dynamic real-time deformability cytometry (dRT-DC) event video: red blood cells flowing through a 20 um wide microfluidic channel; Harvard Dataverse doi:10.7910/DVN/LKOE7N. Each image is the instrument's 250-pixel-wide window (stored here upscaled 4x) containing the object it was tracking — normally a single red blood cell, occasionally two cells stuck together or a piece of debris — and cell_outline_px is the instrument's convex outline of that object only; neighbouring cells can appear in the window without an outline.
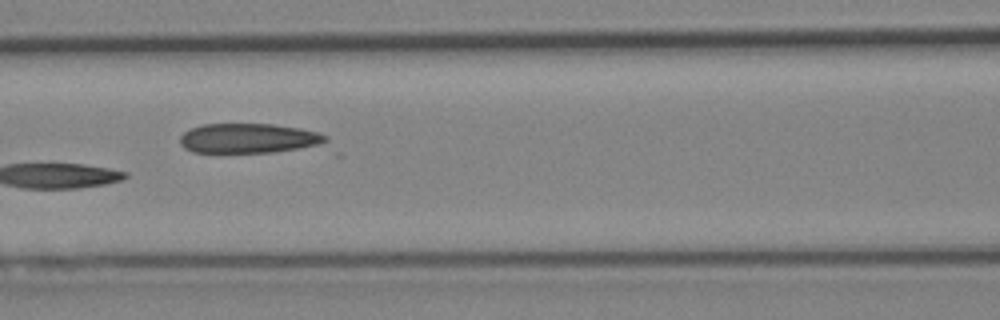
{"species": "Egyptian fruit bat (a non-hibernating species)", "species_latin": "Rousettus aegyptiacus", "temperature_condition": "cold", "stored_images_in_passage": 8, "camera_frame_rate_fps": 3000, "um_per_image_px": 0.085, "animal": {"sex": "female"}, "frame": {"image": 1, "passage_image": 6, "time_ms": 6.0, "image_size_px": [1000, 320], "cell_outline_px": [[328, 140], [316, 144], [296, 148], [272, 152], [192, 152], [184, 148], [180, 144], [180, 136], [184, 132], [200, 124], [276, 124], [300, 128], [316, 132], [328, 136]], "centroid_in_image_um": [21.06, 11.74], "position_along_channel_um": 145.5, "area_um2": 24.91}}
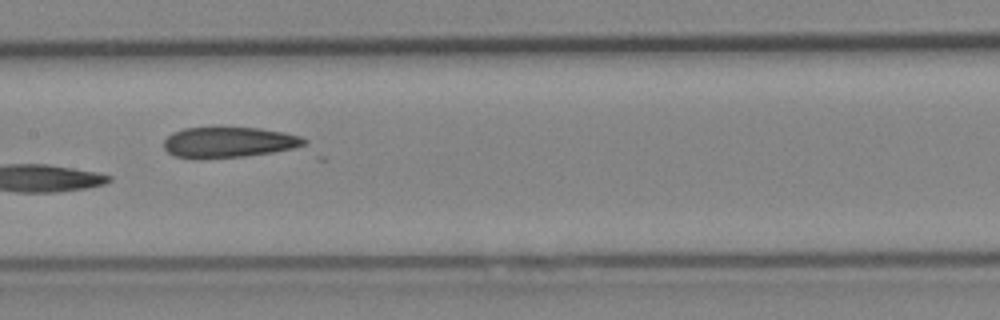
{"frame": {"image": 2, "passage_image": 7, "time_ms": 7.0, "image_size_px": [1000, 320], "cell_outline_px": [[308, 144], [292, 148], [272, 152], [244, 156], [176, 156], [168, 152], [164, 148], [164, 140], [172, 132], [184, 128], [216, 124], [260, 128], [284, 132], [300, 136], [308, 140]], "centroid_in_image_um": [19.47, 12.0], "position_along_channel_um": 187.9, "area_um2": 25.26}}
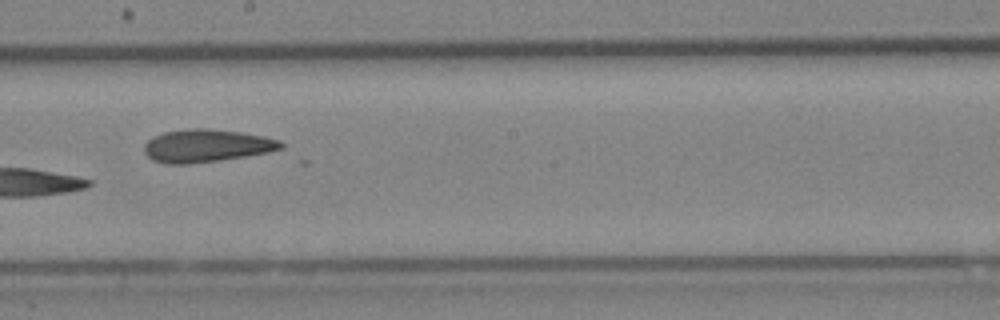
{"frame": {"image": 3, "passage_image": 8, "time_ms": 8.0, "image_size_px": [1000, 320], "cell_outline_px": [[284, 148], [268, 152], [244, 156], [188, 164], [164, 164], [152, 160], [144, 152], [144, 144], [148, 140], [164, 132], [192, 128], [208, 128], [240, 132], [280, 140], [284, 144]], "centroid_in_image_um": [17.53, 12.39], "position_along_channel_um": 230.7, "area_um2": 25.89}}